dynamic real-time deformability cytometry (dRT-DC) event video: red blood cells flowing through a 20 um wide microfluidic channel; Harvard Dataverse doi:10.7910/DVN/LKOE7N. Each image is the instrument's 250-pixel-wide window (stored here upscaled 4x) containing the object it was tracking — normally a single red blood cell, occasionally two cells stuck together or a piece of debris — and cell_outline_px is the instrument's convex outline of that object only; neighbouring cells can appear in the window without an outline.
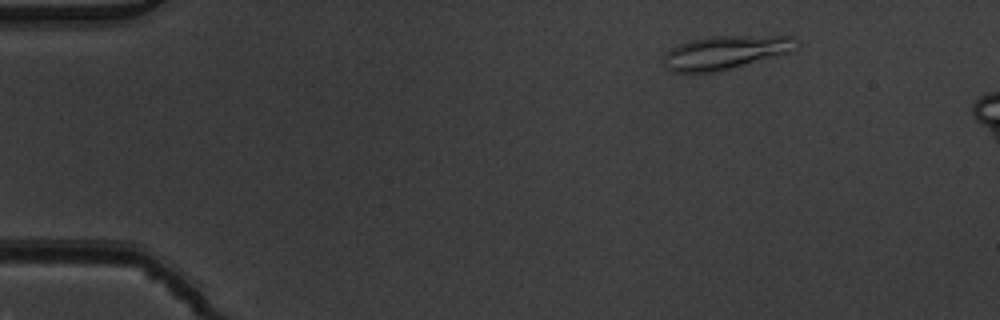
{"species": "common noctule bat (a hibernating species)", "species_latin": "Nyctalus noctula", "temperature_condition": "warm", "stored_images_in_passage": 4, "camera_frame_rate_fps": 3000, "um_per_image_px": 0.085, "animal": {"sex": "male", "body_mass_g": 19.5, "forearm_length_mm": 54.6}, "frame": {"image": 1, "passage_image": 2, "time_ms": 0.333, "image_size_px": [1000, 320], "cell_outline_px": [[800, 40], [796, 48], [788, 52], [728, 68], [712, 72], [672, 72], [664, 68], [664, 52], [688, 40], [712, 36], [792, 36]], "centroid_in_image_um": [61.61, 4.44], "position_along_channel_um": 23.4, "area_um2": 25.55}}